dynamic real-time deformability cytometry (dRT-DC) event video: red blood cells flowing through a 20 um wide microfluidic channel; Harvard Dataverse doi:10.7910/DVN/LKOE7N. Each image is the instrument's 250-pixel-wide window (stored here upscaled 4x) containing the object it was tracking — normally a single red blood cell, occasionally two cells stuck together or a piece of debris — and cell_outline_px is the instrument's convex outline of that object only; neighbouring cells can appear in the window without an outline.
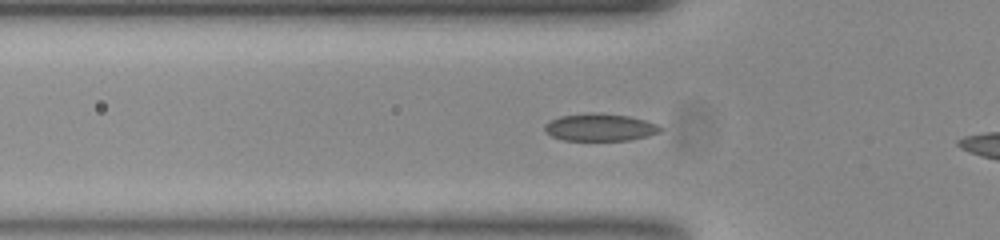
{"species": "common noctule bat (a hibernating species)", "species_latin": "Nyctalus noctula", "temperature_condition": "room temperature", "stored_images_in_passage": 6, "camera_frame_rate_fps": 3000, "um_per_image_px": 0.085, "animal": {"sex": "female", "body_mass_g": 23.0, "forearm_length_mm": 53.4}, "frame": {"image": 1, "passage_image": 4, "time_ms": 1.0, "image_size_px": [1000, 240], "cell_outline_px": [[664, 128], [660, 132], [648, 136], [628, 140], [564, 140], [552, 136], [544, 132], [544, 124], [560, 116], [588, 112], [600, 112], [628, 116], [644, 120], [656, 124]], "centroid_in_image_um": [50.99, 10.81], "position_along_channel_um": 74.8, "area_um2": 18.55}}